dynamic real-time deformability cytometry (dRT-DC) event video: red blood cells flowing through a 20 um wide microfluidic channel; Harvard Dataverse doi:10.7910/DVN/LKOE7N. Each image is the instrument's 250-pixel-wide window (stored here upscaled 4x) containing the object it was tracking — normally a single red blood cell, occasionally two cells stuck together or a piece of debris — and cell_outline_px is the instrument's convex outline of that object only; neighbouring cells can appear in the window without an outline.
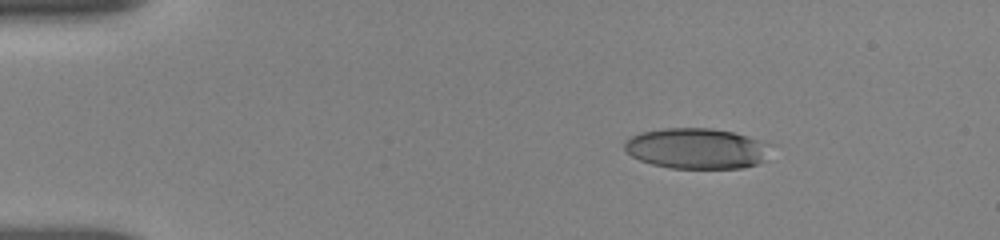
{"species": "human", "species_latin": "Homo sapiens", "temperature_condition": "room temperature", "stored_images_in_passage": 61, "camera_frame_rate_fps": 3000, "um_per_image_px": 0.085, "donor": {"sex": "female"}, "frame": {"image": 1, "passage_image": 1, "time_ms": 0.0, "image_size_px": [1000, 240], "cell_outline_px": [[768, 144], [760, 160], [756, 164], [744, 168], [672, 168], [652, 164], [640, 160], [632, 156], [624, 148], [624, 144], [632, 136], [640, 132], [664, 128], [712, 128], [732, 132], [748, 136], [760, 140]], "centroid_in_image_um": [59.14, 12.61], "position_along_channel_um": 25.9, "area_um2": 33.99}}
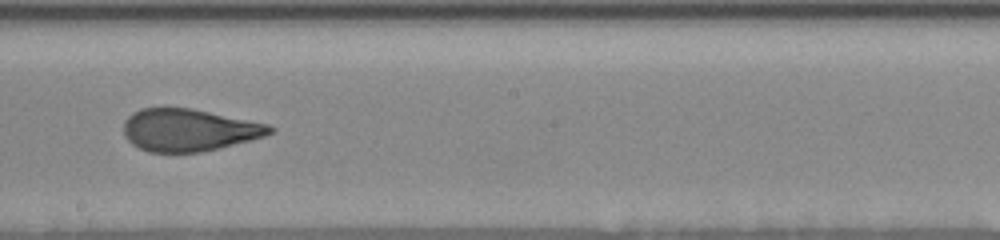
{"frame": {"image": 2, "passage_image": 28, "time_ms": 7.333, "image_size_px": [1000, 240], "cell_outline_px": [[276, 132], [264, 136], [220, 148], [200, 152], [148, 152], [132, 144], [124, 136], [124, 120], [132, 112], [140, 108], [192, 108], [268, 124], [276, 128]], "centroid_in_image_um": [16.05, 11.05], "position_along_channel_um": 232.1, "area_um2": 36.13}}
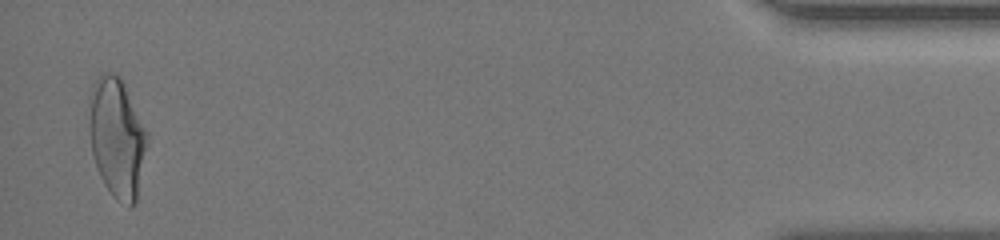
{"frame": {"image": 3, "passage_image": 60, "time_ms": 14.333, "image_size_px": [1000, 240], "cell_outline_px": [[148, 136], [136, 200], [132, 208], [128, 208], [116, 200], [112, 196], [104, 184], [100, 176], [92, 156], [88, 124], [92, 84], [104, 72], [112, 72], [124, 84], [148, 132]], "centroid_in_image_um": [9.93, 11.74], "position_along_channel_um": 425.3, "area_um2": 40.29}, "authors_computed_cell_mechanics": {"area_um2": 36.992, "velocity_mm_per_s": 3.8453, "shape_relaxation_time_tau1_ms": 7.7642, "shape_relaxation_time_tau2_ms": 1.2282, "deformation_change_tau1": 0.2373, "deformation_change_tau2": 0.0937}}